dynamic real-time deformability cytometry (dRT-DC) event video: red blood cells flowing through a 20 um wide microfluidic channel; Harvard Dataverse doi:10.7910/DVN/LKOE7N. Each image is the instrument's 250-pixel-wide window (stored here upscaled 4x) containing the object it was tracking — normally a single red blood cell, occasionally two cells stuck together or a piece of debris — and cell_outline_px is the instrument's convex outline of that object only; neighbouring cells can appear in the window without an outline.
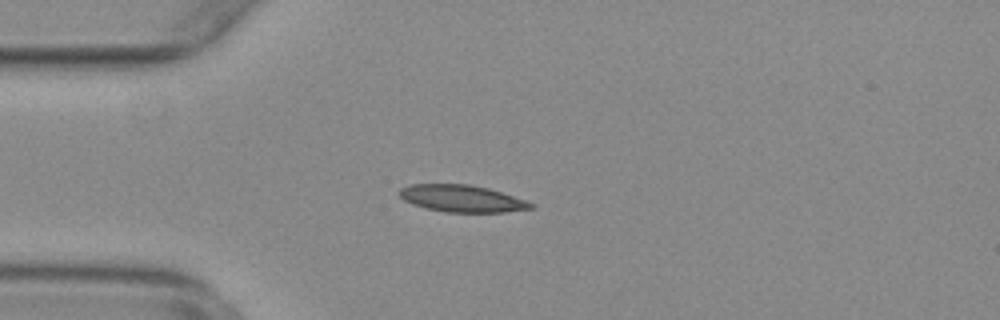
{"species": "common noctule bat (a hibernating species)", "species_latin": "Nyctalus noctula", "temperature_condition": "warm", "stored_images_in_passage": 54, "camera_frame_rate_fps": 3000, "um_per_image_px": 0.085, "animal": {"sex": "female", "body_mass_g": 29.2, "forearm_length_mm": 56.3}, "frame": {"image": 1, "passage_image": 14, "time_ms": 4.333, "image_size_px": [1000, 320], "cell_outline_px": [[536, 208], [504, 212], [444, 212], [424, 208], [412, 204], [404, 200], [400, 196], [400, 188], [408, 184], [468, 184], [488, 188], [536, 204]], "centroid_in_image_um": [39.25, 16.88], "position_along_channel_um": 45.8, "area_um2": 20.69}}
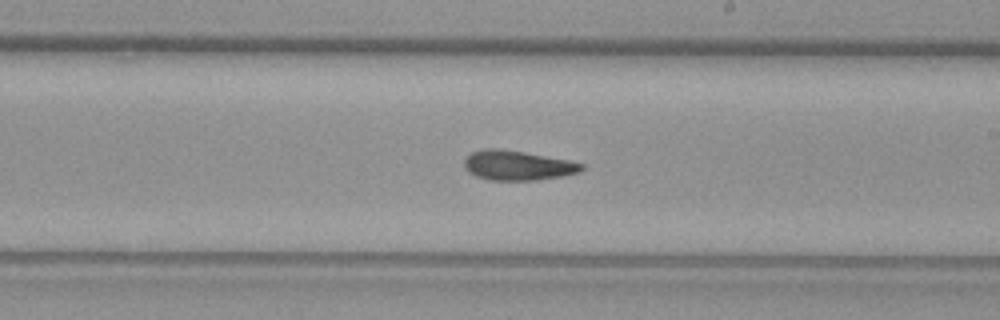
{"frame": {"image": 2, "passage_image": 31, "time_ms": 10.0, "image_size_px": [1000, 320], "cell_outline_px": [[584, 168], [580, 172], [564, 176], [536, 180], [488, 180], [476, 176], [468, 172], [464, 168], [464, 160], [472, 152], [484, 148], [496, 148], [524, 152], [568, 160], [584, 164]], "centroid_in_image_um": [43.99, 14.06], "position_along_channel_um": 245.0, "area_um2": 20.35}}
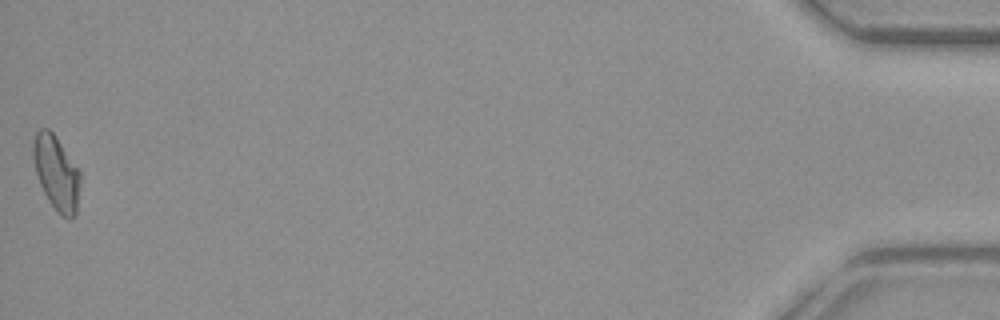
{"frame": {"image": 3, "passage_image": 54, "time_ms": 17.667, "image_size_px": [1000, 320], "cell_outline_px": [[80, 180], [76, 216], [68, 220], [60, 216], [48, 200], [40, 184], [36, 172], [32, 156], [32, 140], [36, 132], [40, 128], [48, 128], [56, 136], [80, 172]], "centroid_in_image_um": [4.78, 14.71], "position_along_channel_um": 430.4, "area_um2": 20.52}, "authors_computed_cell_mechanics": {"area_um2": 20.1722, "velocity_mm_per_s": 3.7952, "shape_relaxation_time_tau1_ms": 10.4878, "shape_relaxation_time_tau2_ms": 4.167, "deformation_change_tau1": 0.2309, "deformation_change_tau2": 0.106}}